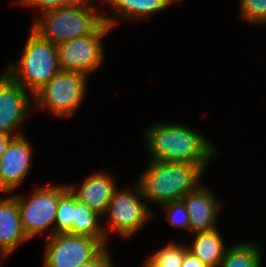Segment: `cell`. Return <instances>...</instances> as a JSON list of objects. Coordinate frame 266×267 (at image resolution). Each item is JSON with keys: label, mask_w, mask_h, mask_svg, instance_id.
Here are the masks:
<instances>
[{"label": "cell", "mask_w": 266, "mask_h": 267, "mask_svg": "<svg viewBox=\"0 0 266 267\" xmlns=\"http://www.w3.org/2000/svg\"><path fill=\"white\" fill-rule=\"evenodd\" d=\"M144 264L143 267H164V265L160 264L152 255L148 256Z\"/></svg>", "instance_id": "4316f807"}, {"label": "cell", "mask_w": 266, "mask_h": 267, "mask_svg": "<svg viewBox=\"0 0 266 267\" xmlns=\"http://www.w3.org/2000/svg\"><path fill=\"white\" fill-rule=\"evenodd\" d=\"M261 250L257 242L228 246L219 267H261Z\"/></svg>", "instance_id": "ac0fdd59"}, {"label": "cell", "mask_w": 266, "mask_h": 267, "mask_svg": "<svg viewBox=\"0 0 266 267\" xmlns=\"http://www.w3.org/2000/svg\"><path fill=\"white\" fill-rule=\"evenodd\" d=\"M13 136L0 132V158L2 154L5 152L10 140Z\"/></svg>", "instance_id": "484cf974"}, {"label": "cell", "mask_w": 266, "mask_h": 267, "mask_svg": "<svg viewBox=\"0 0 266 267\" xmlns=\"http://www.w3.org/2000/svg\"><path fill=\"white\" fill-rule=\"evenodd\" d=\"M87 75L59 71L33 95V108L46 109L57 117H72L84 101Z\"/></svg>", "instance_id": "52a82bcc"}, {"label": "cell", "mask_w": 266, "mask_h": 267, "mask_svg": "<svg viewBox=\"0 0 266 267\" xmlns=\"http://www.w3.org/2000/svg\"><path fill=\"white\" fill-rule=\"evenodd\" d=\"M91 0H17L16 5H22L25 7H36L43 13L50 10H55L60 7L66 6H84L92 4Z\"/></svg>", "instance_id": "603a6c76"}, {"label": "cell", "mask_w": 266, "mask_h": 267, "mask_svg": "<svg viewBox=\"0 0 266 267\" xmlns=\"http://www.w3.org/2000/svg\"><path fill=\"white\" fill-rule=\"evenodd\" d=\"M242 20L250 25L266 26V0H240Z\"/></svg>", "instance_id": "ffe728a7"}, {"label": "cell", "mask_w": 266, "mask_h": 267, "mask_svg": "<svg viewBox=\"0 0 266 267\" xmlns=\"http://www.w3.org/2000/svg\"><path fill=\"white\" fill-rule=\"evenodd\" d=\"M208 167L188 162L149 161L136 181L147 204L154 202L163 205L182 200L196 189L201 184L200 178Z\"/></svg>", "instance_id": "7a4b0ae2"}, {"label": "cell", "mask_w": 266, "mask_h": 267, "mask_svg": "<svg viewBox=\"0 0 266 267\" xmlns=\"http://www.w3.org/2000/svg\"><path fill=\"white\" fill-rule=\"evenodd\" d=\"M182 267H208L198 257L194 256L188 250L185 252Z\"/></svg>", "instance_id": "d4e9b609"}, {"label": "cell", "mask_w": 266, "mask_h": 267, "mask_svg": "<svg viewBox=\"0 0 266 267\" xmlns=\"http://www.w3.org/2000/svg\"><path fill=\"white\" fill-rule=\"evenodd\" d=\"M94 2L84 6H66L39 13L31 29L55 45L91 34L104 20Z\"/></svg>", "instance_id": "277c9868"}, {"label": "cell", "mask_w": 266, "mask_h": 267, "mask_svg": "<svg viewBox=\"0 0 266 267\" xmlns=\"http://www.w3.org/2000/svg\"><path fill=\"white\" fill-rule=\"evenodd\" d=\"M135 183L133 189H115L104 214L107 220L102 224L107 239L112 231L125 239L131 238L149 220L158 218L148 209L141 187Z\"/></svg>", "instance_id": "5b68a950"}, {"label": "cell", "mask_w": 266, "mask_h": 267, "mask_svg": "<svg viewBox=\"0 0 266 267\" xmlns=\"http://www.w3.org/2000/svg\"><path fill=\"white\" fill-rule=\"evenodd\" d=\"M165 212V220L173 228L190 231V219L186 206L182 200L161 205Z\"/></svg>", "instance_id": "7402d4cb"}, {"label": "cell", "mask_w": 266, "mask_h": 267, "mask_svg": "<svg viewBox=\"0 0 266 267\" xmlns=\"http://www.w3.org/2000/svg\"><path fill=\"white\" fill-rule=\"evenodd\" d=\"M16 62H10L5 72L32 96L60 71L57 45L32 29Z\"/></svg>", "instance_id": "3957f363"}, {"label": "cell", "mask_w": 266, "mask_h": 267, "mask_svg": "<svg viewBox=\"0 0 266 267\" xmlns=\"http://www.w3.org/2000/svg\"><path fill=\"white\" fill-rule=\"evenodd\" d=\"M187 245L170 242L151 255L164 267H182Z\"/></svg>", "instance_id": "44dd1931"}, {"label": "cell", "mask_w": 266, "mask_h": 267, "mask_svg": "<svg viewBox=\"0 0 266 267\" xmlns=\"http://www.w3.org/2000/svg\"><path fill=\"white\" fill-rule=\"evenodd\" d=\"M112 29L103 21L91 34L67 40L57 45L61 71L90 75L102 65L105 57L103 37Z\"/></svg>", "instance_id": "ba28073f"}, {"label": "cell", "mask_w": 266, "mask_h": 267, "mask_svg": "<svg viewBox=\"0 0 266 267\" xmlns=\"http://www.w3.org/2000/svg\"><path fill=\"white\" fill-rule=\"evenodd\" d=\"M110 8L113 16H107V10L103 12L104 22L114 29L119 24L120 16L125 20H137L148 18L155 12H160L180 0H103ZM106 14V15H105ZM114 15H117L114 16ZM119 18V19H118Z\"/></svg>", "instance_id": "5bb4252c"}, {"label": "cell", "mask_w": 266, "mask_h": 267, "mask_svg": "<svg viewBox=\"0 0 266 267\" xmlns=\"http://www.w3.org/2000/svg\"><path fill=\"white\" fill-rule=\"evenodd\" d=\"M216 199L214 192L202 184L182 198L189 214L192 233L217 228L221 205Z\"/></svg>", "instance_id": "4fadbf2b"}, {"label": "cell", "mask_w": 266, "mask_h": 267, "mask_svg": "<svg viewBox=\"0 0 266 267\" xmlns=\"http://www.w3.org/2000/svg\"><path fill=\"white\" fill-rule=\"evenodd\" d=\"M33 109V96L3 71L0 75V132L13 137L23 135L22 126Z\"/></svg>", "instance_id": "30bf717a"}, {"label": "cell", "mask_w": 266, "mask_h": 267, "mask_svg": "<svg viewBox=\"0 0 266 267\" xmlns=\"http://www.w3.org/2000/svg\"><path fill=\"white\" fill-rule=\"evenodd\" d=\"M12 194L0 198V250L7 256L29 241L21 225L16 195Z\"/></svg>", "instance_id": "9a60e30c"}, {"label": "cell", "mask_w": 266, "mask_h": 267, "mask_svg": "<svg viewBox=\"0 0 266 267\" xmlns=\"http://www.w3.org/2000/svg\"><path fill=\"white\" fill-rule=\"evenodd\" d=\"M100 216L87 205L80 203L75 197L73 227L69 234L83 235L100 240L107 246V237L103 229V223L99 222Z\"/></svg>", "instance_id": "e0dca14e"}, {"label": "cell", "mask_w": 266, "mask_h": 267, "mask_svg": "<svg viewBox=\"0 0 266 267\" xmlns=\"http://www.w3.org/2000/svg\"><path fill=\"white\" fill-rule=\"evenodd\" d=\"M29 196L16 194L21 225L28 239L45 233L54 234V223L60 197L68 190L67 184L41 185ZM47 231V232H46Z\"/></svg>", "instance_id": "8992f818"}, {"label": "cell", "mask_w": 266, "mask_h": 267, "mask_svg": "<svg viewBox=\"0 0 266 267\" xmlns=\"http://www.w3.org/2000/svg\"><path fill=\"white\" fill-rule=\"evenodd\" d=\"M33 146L25 134L13 137L0 158V192L11 194L29 175Z\"/></svg>", "instance_id": "8fae6325"}, {"label": "cell", "mask_w": 266, "mask_h": 267, "mask_svg": "<svg viewBox=\"0 0 266 267\" xmlns=\"http://www.w3.org/2000/svg\"><path fill=\"white\" fill-rule=\"evenodd\" d=\"M144 133L149 161L209 165L218 154L208 137L188 125L159 122L150 125Z\"/></svg>", "instance_id": "6da1fadb"}, {"label": "cell", "mask_w": 266, "mask_h": 267, "mask_svg": "<svg viewBox=\"0 0 266 267\" xmlns=\"http://www.w3.org/2000/svg\"><path fill=\"white\" fill-rule=\"evenodd\" d=\"M75 196L68 189L61 197L56 212L54 234L69 233L73 227Z\"/></svg>", "instance_id": "d6986e66"}, {"label": "cell", "mask_w": 266, "mask_h": 267, "mask_svg": "<svg viewBox=\"0 0 266 267\" xmlns=\"http://www.w3.org/2000/svg\"><path fill=\"white\" fill-rule=\"evenodd\" d=\"M116 183L112 174L99 171L85 177L80 186L67 184V187L77 201L87 205L100 216H104L109 201L117 188Z\"/></svg>", "instance_id": "7c38bea8"}, {"label": "cell", "mask_w": 266, "mask_h": 267, "mask_svg": "<svg viewBox=\"0 0 266 267\" xmlns=\"http://www.w3.org/2000/svg\"><path fill=\"white\" fill-rule=\"evenodd\" d=\"M45 239L43 267H78L105 247L96 238L69 233L53 234Z\"/></svg>", "instance_id": "9c48e42d"}, {"label": "cell", "mask_w": 266, "mask_h": 267, "mask_svg": "<svg viewBox=\"0 0 266 267\" xmlns=\"http://www.w3.org/2000/svg\"><path fill=\"white\" fill-rule=\"evenodd\" d=\"M109 247L105 246L92 260L79 265L78 267H115Z\"/></svg>", "instance_id": "cb8c5ba5"}, {"label": "cell", "mask_w": 266, "mask_h": 267, "mask_svg": "<svg viewBox=\"0 0 266 267\" xmlns=\"http://www.w3.org/2000/svg\"><path fill=\"white\" fill-rule=\"evenodd\" d=\"M8 257L7 255H5L1 250H0V262L1 260L4 258ZM2 258V259H1ZM0 266H1V263H0Z\"/></svg>", "instance_id": "83f0119b"}, {"label": "cell", "mask_w": 266, "mask_h": 267, "mask_svg": "<svg viewBox=\"0 0 266 267\" xmlns=\"http://www.w3.org/2000/svg\"><path fill=\"white\" fill-rule=\"evenodd\" d=\"M193 243L188 245V251L198 257L208 267H219L226 249L223 237L218 228L194 233Z\"/></svg>", "instance_id": "2e32d148"}]
</instances>
